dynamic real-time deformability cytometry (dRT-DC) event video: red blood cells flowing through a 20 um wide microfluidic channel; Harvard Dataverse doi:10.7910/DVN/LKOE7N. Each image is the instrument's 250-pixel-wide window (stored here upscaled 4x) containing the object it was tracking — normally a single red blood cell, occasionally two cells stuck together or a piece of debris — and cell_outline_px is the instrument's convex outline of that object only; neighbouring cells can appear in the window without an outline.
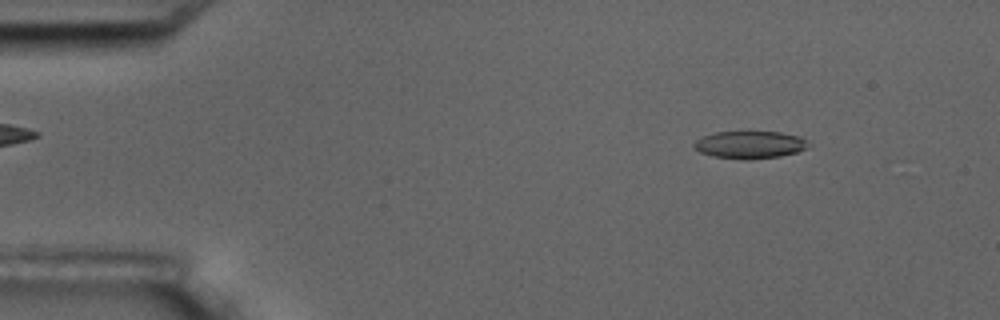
{"species": "common noctule bat (a hibernating species)", "species_latin": "Nyctalus noctula", "temperature_condition": "room temperature", "stored_images_in_passage": 5, "camera_frame_rate_fps": 3000, "um_per_image_px": 0.085, "animal": {"sex": "male", "body_mass_g": 17.5, "forearm_length_mm": 52.3}, "frame": {"image": 1, "passage_image": 1, "time_ms": 0.0, "image_size_px": [1000, 320], "cell_outline_px": [[808, 148], [796, 152], [780, 156], [748, 160], [712, 156], [700, 152], [692, 148], [692, 144], [696, 140], [704, 136], [716, 132], [780, 132], [800, 136], [804, 140]], "centroid_in_image_um": [63.69, 12.31], "position_along_channel_um": 21.3, "area_um2": 18.21}}
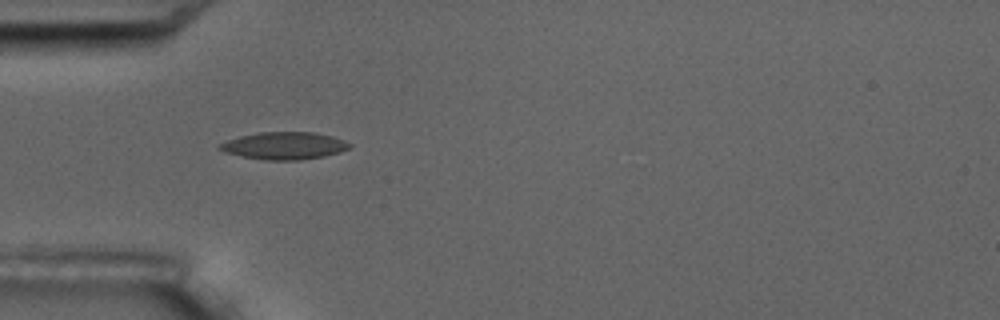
{"frame": {"image": 2, "passage_image": 4, "time_ms": 3.333, "image_size_px": [1000, 320], "cell_outline_px": [[352, 144], [348, 148], [340, 152], [324, 156], [300, 160], [264, 160], [224, 152], [216, 148], [216, 144], [240, 136], [260, 132], [316, 132], [332, 136], [344, 140]], "centroid_in_image_um": [24.14, 12.38], "position_along_channel_um": 60.9, "area_um2": 20.75}}